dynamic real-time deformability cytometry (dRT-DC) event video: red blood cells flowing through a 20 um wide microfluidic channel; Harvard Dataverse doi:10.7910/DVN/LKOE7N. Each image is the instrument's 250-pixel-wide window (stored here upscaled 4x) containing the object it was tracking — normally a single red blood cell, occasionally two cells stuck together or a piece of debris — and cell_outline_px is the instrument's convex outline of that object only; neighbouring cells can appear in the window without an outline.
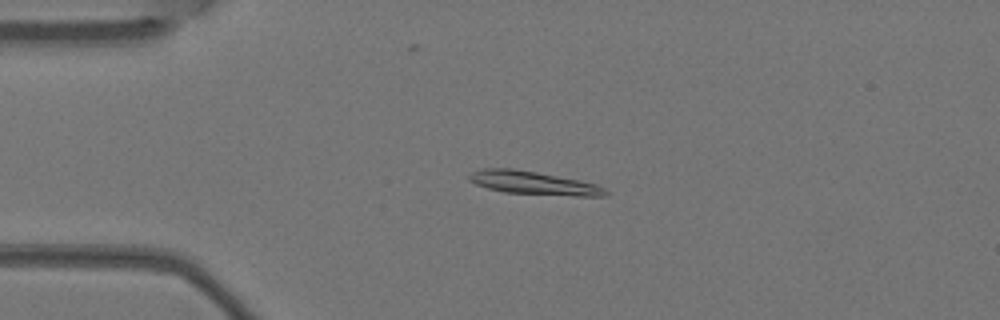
{"species": "Egyptian fruit bat (a non-hibernating species)", "species_latin": "Rousettus aegyptiacus", "temperature_condition": "warm", "stored_images_in_passage": 5, "camera_frame_rate_fps": 3000, "um_per_image_px": 0.085, "animal": {"sex": "female"}, "frame": {"image": 1, "passage_image": 3, "time_ms": 0.667, "image_size_px": [1000, 320], "cell_outline_px": [[608, 192], [604, 196], [576, 196], [504, 192], [488, 188], [476, 184], [468, 180], [468, 176], [472, 172], [480, 168], [512, 168], [536, 172], [580, 180], [596, 184], [604, 188]], "centroid_in_image_um": [45.32, 15.54], "position_along_channel_um": 39.7, "area_um2": 18.38}}
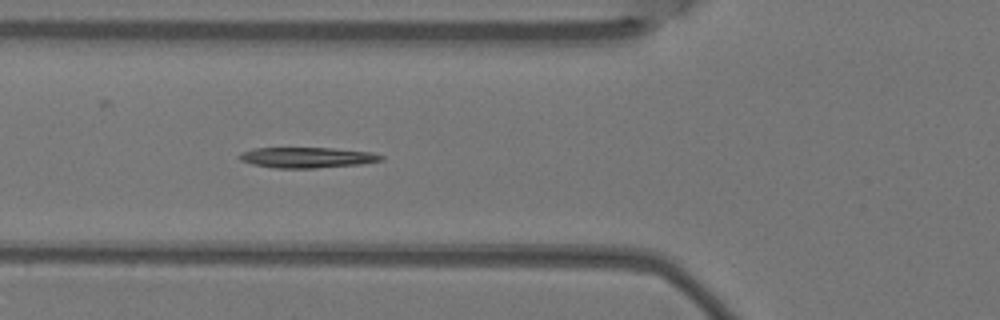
{"frame": {"image": 2, "passage_image": 5, "time_ms": 1.333, "image_size_px": [1000, 320], "cell_outline_px": [[384, 160], [360, 164], [316, 168], [276, 168], [252, 164], [240, 160], [236, 156], [240, 152], [252, 148], [332, 148], [372, 152], [384, 156]], "centroid_in_image_um": [26.07, 13.38], "position_along_channel_um": 99.7, "area_um2": 17.11}}